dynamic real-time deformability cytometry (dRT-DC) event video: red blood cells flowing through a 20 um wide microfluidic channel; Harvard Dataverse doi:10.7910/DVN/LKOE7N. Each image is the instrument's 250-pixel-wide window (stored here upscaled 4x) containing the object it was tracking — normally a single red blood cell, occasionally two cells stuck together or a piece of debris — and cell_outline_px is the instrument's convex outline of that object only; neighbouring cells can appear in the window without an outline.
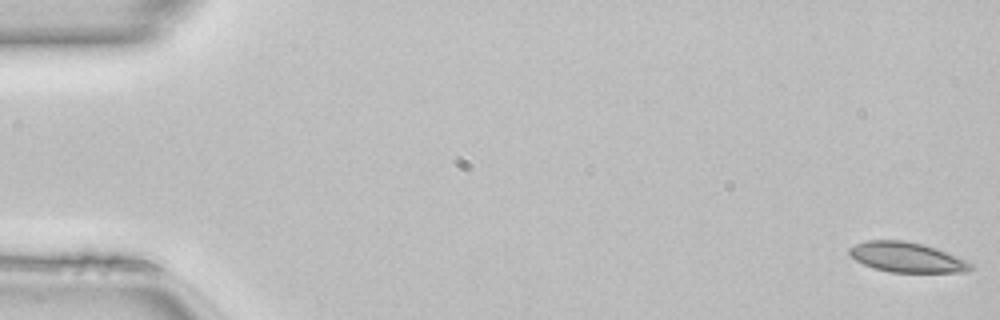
{"species": "common noctule bat (a hibernating species)", "species_latin": "Nyctalus noctula", "temperature_condition": "room temperature", "stored_images_in_passage": 50, "camera_frame_rate_fps": 3000, "um_per_image_px": 0.085, "animal": {"sex": "female", "body_mass_g": 22.7, "forearm_length_mm": 54.2}, "frame": {"image": 1, "passage_image": 1, "time_ms": 0.0, "image_size_px": [1000, 320], "cell_outline_px": [[976, 268], [968, 272], [892, 272], [876, 268], [864, 264], [856, 260], [848, 252], [848, 248], [856, 244], [868, 240], [904, 240], [924, 244], [936, 248], [968, 260]], "centroid_in_image_um": [77.15, 21.86], "position_along_channel_um": 7.9, "area_um2": 21.27}}
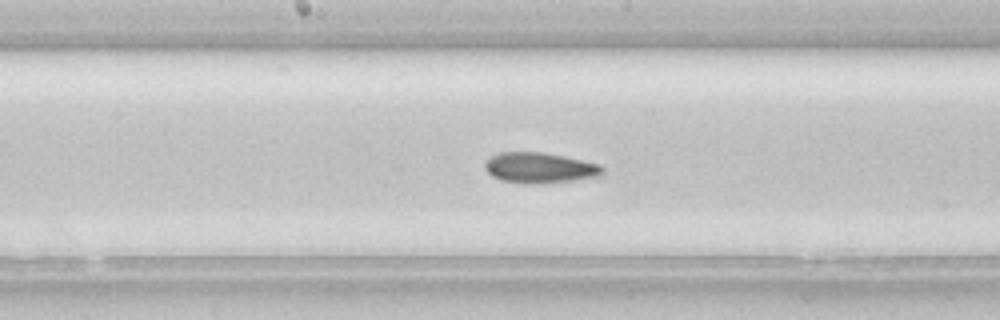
{"frame": {"image": 2, "passage_image": 26, "time_ms": 8.333, "image_size_px": [1000, 320], "cell_outline_px": [[604, 172], [600, 176], [572, 180], [532, 184], [524, 184], [500, 180], [492, 176], [484, 168], [484, 164], [492, 156], [500, 152], [540, 152], [564, 156], [600, 164], [604, 168]], "centroid_in_image_um": [45.87, 14.27], "position_along_channel_um": 202.3, "area_um2": 20.87}}
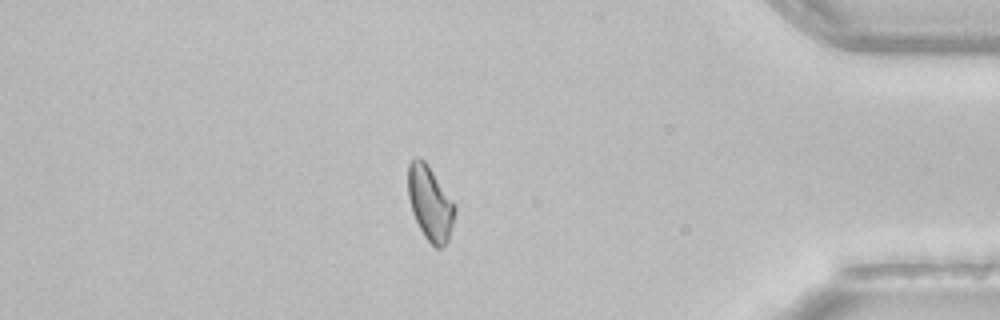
{"frame": {"image": 3, "passage_image": 43, "time_ms": 14.0, "image_size_px": [1000, 320], "cell_outline_px": [[456, 212], [448, 240], [440, 248], [436, 248], [424, 236], [412, 212], [408, 196], [408, 164], [416, 156], [420, 156], [428, 164], [456, 204]], "centroid_in_image_um": [36.56, 17.23], "position_along_channel_um": 398.6, "area_um2": 20.4}, "authors_computed_cell_mechanics": {"area_um2": 20.8947, "velocity_mm_per_s": 4.1176, "shape_relaxation_time_tau1_ms": null, "shape_relaxation_time_tau2_ms": 4.5285, "deformation_change_tau1": null, "deformation_change_tau2": 0.0998}}